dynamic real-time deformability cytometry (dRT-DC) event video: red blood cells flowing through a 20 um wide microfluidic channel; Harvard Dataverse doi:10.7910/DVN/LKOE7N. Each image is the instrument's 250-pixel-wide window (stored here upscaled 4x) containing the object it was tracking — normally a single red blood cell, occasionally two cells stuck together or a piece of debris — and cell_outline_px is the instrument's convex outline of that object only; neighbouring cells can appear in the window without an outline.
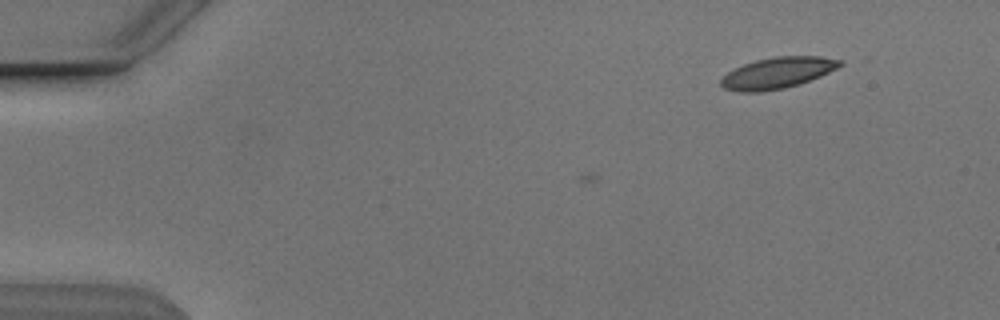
{"species": "Egyptian fruit bat (a non-hibernating species)", "species_latin": "Rousettus aegyptiacus", "temperature_condition": "cold", "stored_images_in_passage": 6, "camera_frame_rate_fps": 3000, "um_per_image_px": 0.085, "animal": {"sex": "male"}, "frame": {"image": 1, "passage_image": 1, "time_ms": 0.0, "image_size_px": [1000, 320], "cell_outline_px": [[844, 64], [820, 76], [800, 84], [784, 88], [760, 92], [740, 92], [724, 88], [720, 84], [720, 80], [728, 72], [744, 64], [756, 60], [776, 56], [820, 56], [844, 60]], "centroid_in_image_um": [66.11, 6.19], "position_along_channel_um": 18.9, "area_um2": 21.56}}